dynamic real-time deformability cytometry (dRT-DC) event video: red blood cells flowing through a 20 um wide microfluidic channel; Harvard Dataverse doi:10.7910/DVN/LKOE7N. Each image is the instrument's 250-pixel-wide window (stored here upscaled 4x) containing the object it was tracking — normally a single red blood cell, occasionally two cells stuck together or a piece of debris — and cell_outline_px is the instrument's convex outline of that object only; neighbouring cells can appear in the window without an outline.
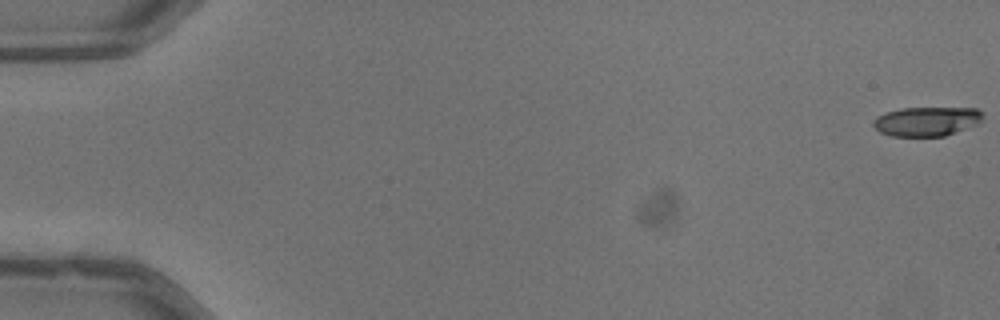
{"species": "common noctule bat (a hibernating species)", "species_latin": "Nyctalus noctula", "temperature_condition": "warm", "stored_images_in_passage": 53, "camera_frame_rate_fps": 3000, "um_per_image_px": 0.085, "animal": {"sex": "male", "body_mass_g": 13.3}, "frame": {"image": 1, "passage_image": 1, "time_ms": 0.0, "image_size_px": [1000, 320], "cell_outline_px": [[984, 116], [976, 124], [944, 136], [892, 136], [880, 132], [872, 124], [872, 120], [876, 116], [900, 108], [976, 108]], "centroid_in_image_um": [78.72, 10.31], "position_along_channel_um": 6.3, "area_um2": 18.5}}
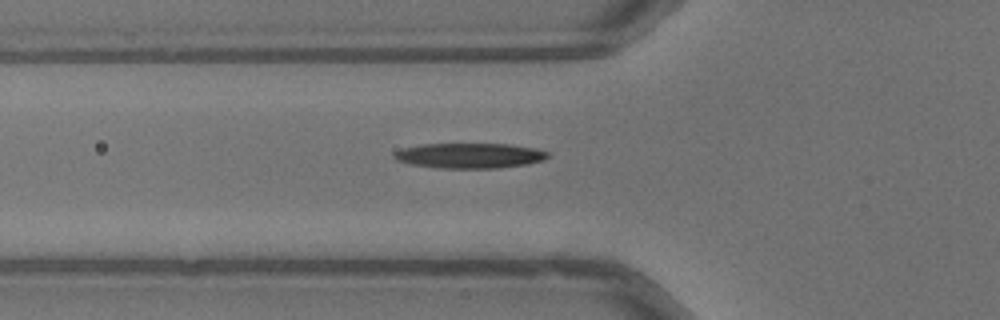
{"frame": {"image": 2, "passage_image": 20, "time_ms": 6.333, "image_size_px": [1000, 320], "cell_outline_px": [[548, 156], [544, 160], [528, 164], [496, 168], [440, 168], [408, 164], [396, 160], [392, 156], [400, 148], [420, 144], [508, 144], [532, 148], [548, 152]], "centroid_in_image_um": [39.86, 13.23], "position_along_channel_um": 85.9, "area_um2": 22.54}}
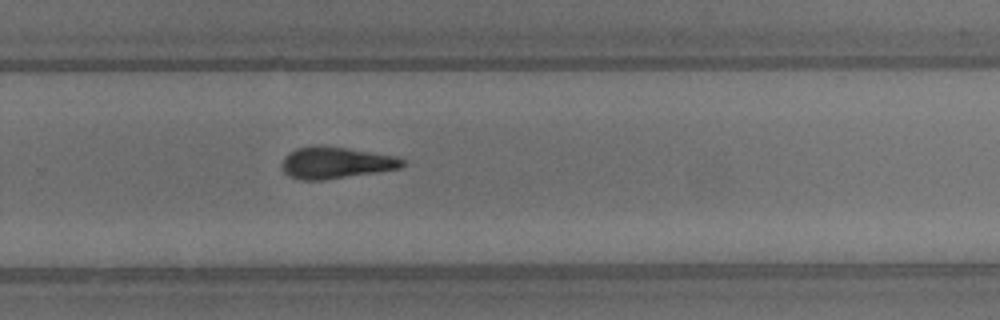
{"frame": {"image": 3, "passage_image": 36, "time_ms": 11.667, "image_size_px": [1000, 320], "cell_outline_px": [[404, 164], [400, 168], [376, 172], [324, 180], [300, 180], [288, 176], [284, 172], [280, 164], [284, 156], [288, 152], [296, 148], [344, 148], [396, 156], [404, 160]], "centroid_in_image_um": [28.51, 13.87], "position_along_channel_um": 301.3, "area_um2": 21.62}, "authors_computed_cell_mechanics": {"area_um2": 21.4438, "velocity_mm_per_s": 4.0266, "shape_relaxation_time_tau1_ms": 6.9072, "shape_relaxation_time_tau2_ms": 3.4219, "deformation_change_tau1": 0.2336, "deformation_change_tau2": 0.1649}}